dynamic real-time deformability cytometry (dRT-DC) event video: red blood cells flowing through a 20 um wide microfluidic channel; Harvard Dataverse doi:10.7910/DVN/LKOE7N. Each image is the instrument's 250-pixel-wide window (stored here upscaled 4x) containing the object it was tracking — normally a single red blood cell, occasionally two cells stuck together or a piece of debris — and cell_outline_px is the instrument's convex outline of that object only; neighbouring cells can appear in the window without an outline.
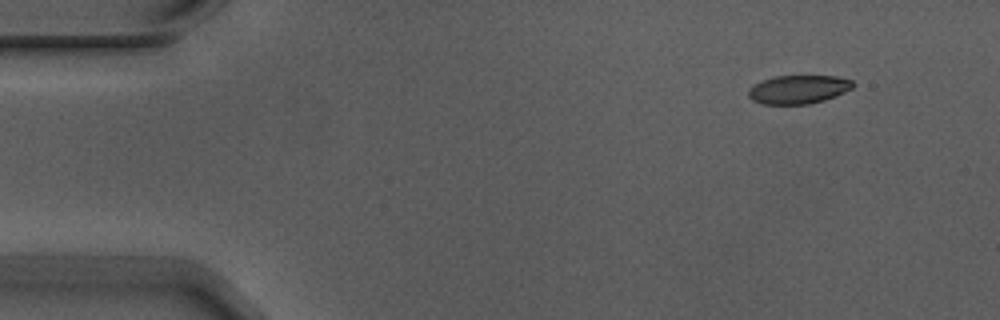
{"species": "Egyptian fruit bat (a non-hibernating species)", "species_latin": "Rousettus aegyptiacus", "temperature_condition": "warm", "stored_images_in_passage": 4, "camera_frame_rate_fps": 3000, "um_per_image_px": 0.085, "animal": {"sex": "male"}, "frame": {"image": 1, "passage_image": 1, "time_ms": 0.0, "image_size_px": [1000, 320], "cell_outline_px": [[856, 84], [852, 88], [836, 96], [824, 100], [808, 104], [764, 104], [752, 100], [748, 96], [748, 92], [756, 84], [764, 80], [776, 76], [836, 76], [852, 80]], "centroid_in_image_um": [67.91, 7.6], "position_along_channel_um": 17.1, "area_um2": 17.22}}
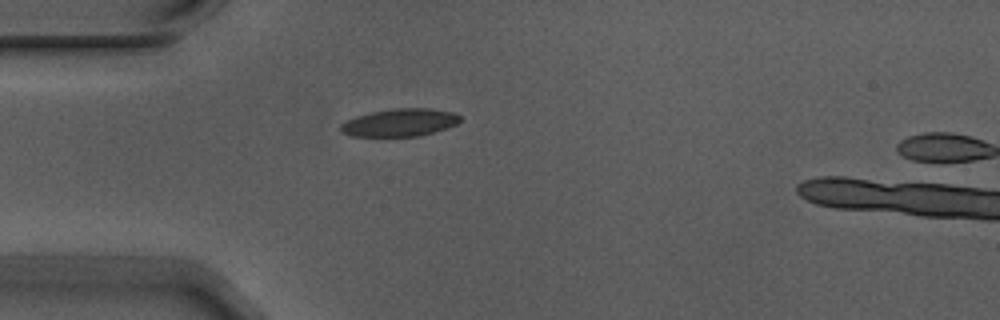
{"frame": {"image": 2, "passage_image": 3, "time_ms": 0.667, "image_size_px": [1000, 320], "cell_outline_px": [[460, 120], [456, 124], [420, 136], [352, 136], [340, 132], [340, 124], [344, 120], [356, 116], [372, 112], [396, 108], [428, 108], [452, 112], [460, 116]], "centroid_in_image_um": [33.92, 10.41], "position_along_channel_um": 51.1, "area_um2": 19.13}}